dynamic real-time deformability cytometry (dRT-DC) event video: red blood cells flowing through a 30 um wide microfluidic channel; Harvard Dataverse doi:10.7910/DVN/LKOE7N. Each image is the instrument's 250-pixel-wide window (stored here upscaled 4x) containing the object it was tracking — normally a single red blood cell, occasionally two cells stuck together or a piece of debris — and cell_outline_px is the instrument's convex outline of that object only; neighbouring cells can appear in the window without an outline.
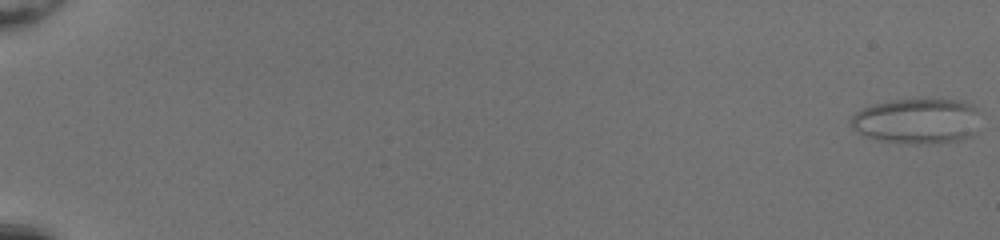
{"species": "common noctule bat (a hibernating species)", "species_latin": "Nyctalus noctula", "temperature_condition": "room temperature", "stored_images_in_passage": 52, "camera_frame_rate_fps": 3000, "um_per_image_px": 0.085, "animal": {"sex": "female", "body_mass_g": 20.0, "forearm_length_mm": 54.0}, "frame": {"image": 1, "passage_image": 1, "time_ms": 0.0, "image_size_px": [1000, 240], "cell_outline_px": [[976, 132], [972, 136], [960, 140], [916, 144], [904, 144], [880, 140], [864, 136], [852, 128], [848, 124], [852, 116], [856, 112], [872, 104], [892, 100], [964, 100], [972, 104], [976, 108]], "centroid_in_image_um": [77.91, 10.29], "position_along_channel_um": 7.1, "area_um2": 34.16}}
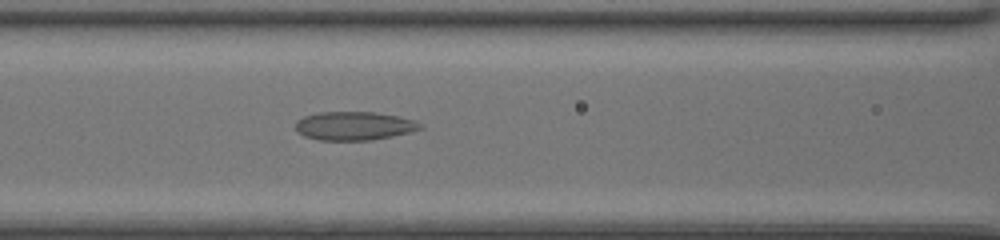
{"frame": {"image": 2, "passage_image": 26, "time_ms": 8.333, "image_size_px": [1000, 240], "cell_outline_px": [[424, 128], [412, 132], [372, 140], [316, 140], [304, 136], [296, 132], [296, 120], [304, 116], [316, 112], [372, 112], [400, 116], [416, 120], [424, 124]], "centroid_in_image_um": [30.13, 10.7], "position_along_channel_um": 136.5, "area_um2": 21.15}}
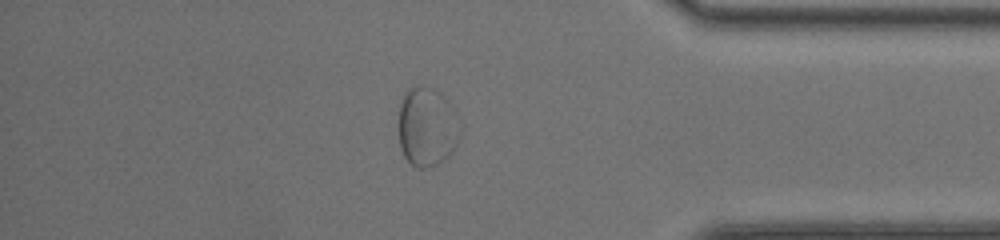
{"frame": {"image": 3, "passage_image": 46, "time_ms": 15.0, "image_size_px": [1000, 240], "cell_outline_px": [[464, 124], [460, 136], [456, 144], [448, 156], [436, 164], [428, 168], [416, 168], [404, 156], [400, 148], [400, 104], [408, 88], [416, 84], [436, 88], [444, 96], [456, 112]], "centroid_in_image_um": [36.35, 10.75], "position_along_channel_um": 398.9, "area_um2": 28.84}}